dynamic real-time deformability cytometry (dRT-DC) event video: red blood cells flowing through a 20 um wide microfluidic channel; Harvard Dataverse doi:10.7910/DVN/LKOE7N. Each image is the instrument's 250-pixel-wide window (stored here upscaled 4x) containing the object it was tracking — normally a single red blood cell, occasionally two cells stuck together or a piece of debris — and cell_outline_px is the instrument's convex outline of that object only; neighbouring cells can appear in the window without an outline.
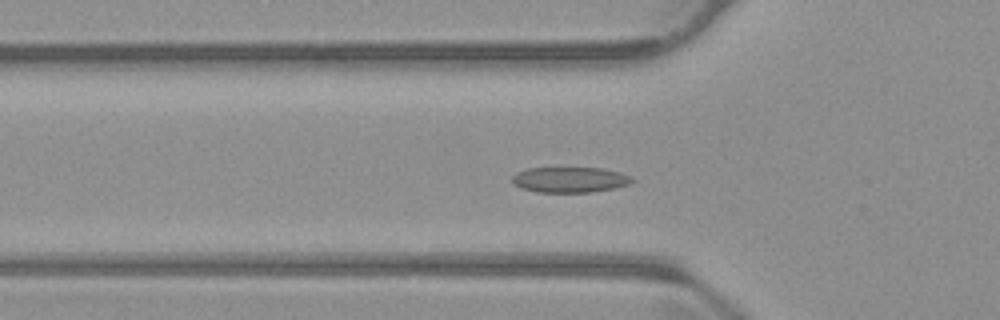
{"species": "common noctule bat (a hibernating species)", "species_latin": "Nyctalus noctula", "temperature_condition": "warm", "stored_images_in_passage": 55, "camera_frame_rate_fps": 3000, "um_per_image_px": 0.085, "animal": {"sex": "male", "body_mass_g": 23.1, "forearm_length_mm": 52.7}, "frame": {"image": 1, "passage_image": 18, "time_ms": 5.667, "image_size_px": [1000, 320], "cell_outline_px": [[636, 180], [632, 184], [616, 188], [592, 192], [536, 192], [520, 188], [512, 184], [512, 176], [516, 172], [528, 168], [604, 168], [620, 172], [632, 176]], "centroid_in_image_um": [48.48, 15.28], "position_along_channel_um": 77.3, "area_um2": 18.21}}
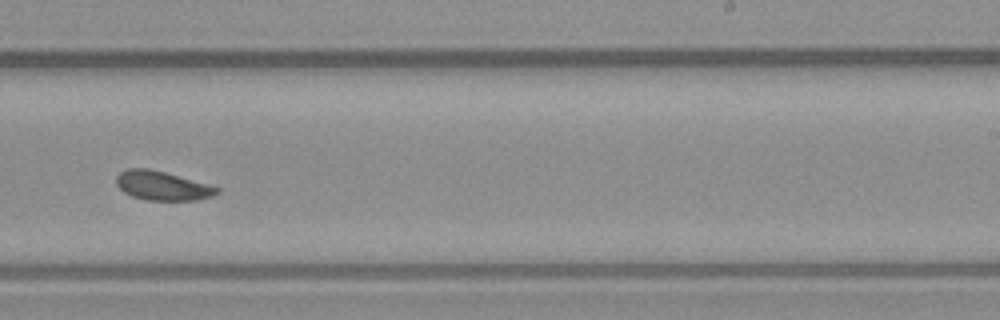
{"frame": {"image": 2, "passage_image": 34, "time_ms": 11.0, "image_size_px": [1000, 320], "cell_outline_px": [[220, 192], [212, 196], [196, 200], [148, 200], [132, 196], [124, 192], [116, 184], [116, 176], [120, 172], [128, 168], [148, 168], [164, 172], [208, 184], [220, 188]], "centroid_in_image_um": [13.79, 15.78], "position_along_channel_um": 275.2, "area_um2": 16.94}}
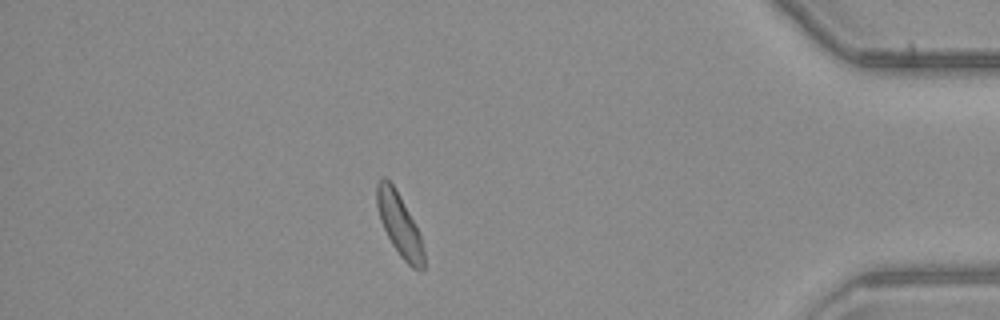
{"frame": {"image": 3, "passage_image": 48, "time_ms": 15.667, "image_size_px": [1000, 320], "cell_outline_px": [[424, 272], [420, 272], [412, 268], [400, 256], [392, 244], [380, 220], [376, 204], [376, 184], [384, 176], [392, 184], [416, 224], [420, 236], [424, 252]], "centroid_in_image_um": [33.96, 19.14], "position_along_channel_um": 401.2, "area_um2": 16.99}, "authors_computed_cell_mechanics": {"area_um2": 17.4556, "velocity_mm_per_s": 3.6956, "shape_relaxation_time_tau1_ms": 3.9258, "shape_relaxation_time_tau2_ms": 4.1161, "deformation_change_tau1": 0.1087, "deformation_change_tau2": 0.0922}}